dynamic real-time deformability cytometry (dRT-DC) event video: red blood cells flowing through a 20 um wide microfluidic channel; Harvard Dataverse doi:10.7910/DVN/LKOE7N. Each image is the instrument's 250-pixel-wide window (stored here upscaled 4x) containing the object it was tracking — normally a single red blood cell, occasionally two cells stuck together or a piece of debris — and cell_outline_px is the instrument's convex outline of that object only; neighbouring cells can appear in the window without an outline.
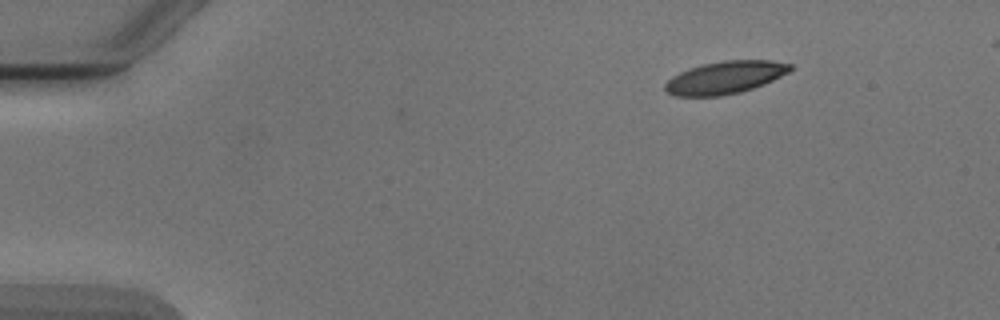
{"species": "Egyptian fruit bat (a non-hibernating species)", "species_latin": "Rousettus aegyptiacus", "temperature_condition": "cold", "stored_images_in_passage": 6, "camera_frame_rate_fps": 3000, "um_per_image_px": 0.085, "animal": {"sex": "male"}, "frame": {"image": 1, "passage_image": 1, "time_ms": 0.0, "image_size_px": [1000, 320], "cell_outline_px": [[792, 68], [788, 72], [764, 84], [740, 92], [720, 96], [676, 96], [668, 92], [664, 88], [664, 84], [672, 76], [688, 68], [704, 64], [724, 60], [772, 60], [792, 64]], "centroid_in_image_um": [61.62, 6.58], "position_along_channel_um": 23.4, "area_um2": 23.64}}
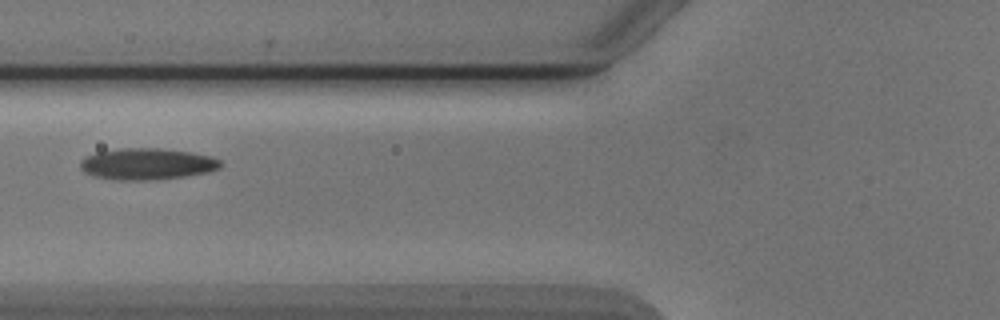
{"frame": {"image": 2, "passage_image": 5, "time_ms": 4.667, "image_size_px": [1000, 320], "cell_outline_px": [[220, 168], [208, 172], [184, 176], [148, 180], [112, 180], [92, 176], [84, 172], [80, 168], [80, 160], [84, 156], [96, 152], [120, 148], [160, 148], [192, 152], [212, 156], [220, 160]], "centroid_in_image_um": [12.45, 13.93], "position_along_channel_um": 113.4, "area_um2": 25.95}}
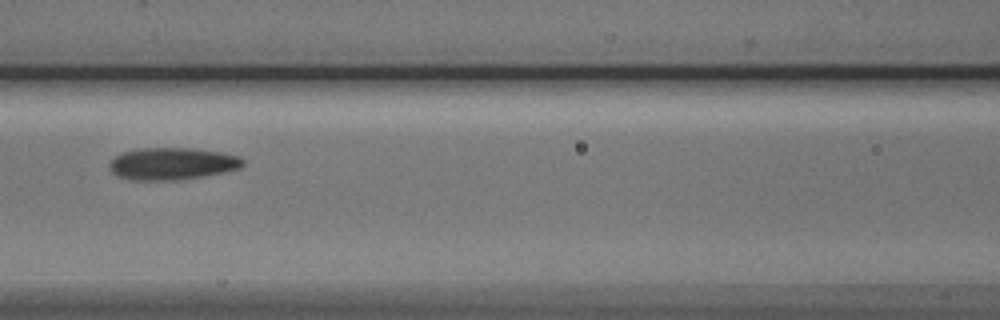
{"frame": {"image": 3, "passage_image": 6, "time_ms": 5.667, "image_size_px": [1000, 320], "cell_outline_px": [[244, 164], [240, 168], [224, 172], [204, 176], [180, 180], [132, 180], [116, 176], [108, 168], [108, 164], [116, 156], [124, 152], [144, 148], [192, 148], [220, 152], [240, 156], [244, 160]], "centroid_in_image_um": [14.64, 13.92], "position_along_channel_um": 152.0, "area_um2": 25.09}}